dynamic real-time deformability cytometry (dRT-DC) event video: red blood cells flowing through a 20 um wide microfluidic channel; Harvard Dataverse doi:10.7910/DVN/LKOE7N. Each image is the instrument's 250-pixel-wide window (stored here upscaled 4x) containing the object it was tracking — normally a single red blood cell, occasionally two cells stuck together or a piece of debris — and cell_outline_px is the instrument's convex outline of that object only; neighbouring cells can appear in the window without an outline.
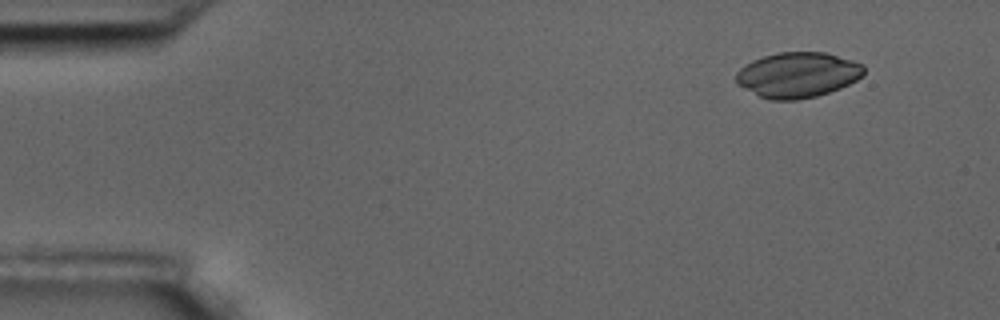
{"species": "common noctule bat (a hibernating species)", "species_latin": "Nyctalus noctula", "temperature_condition": "room temperature", "stored_images_in_passage": 5, "camera_frame_rate_fps": 3000, "um_per_image_px": 0.085, "animal": {"sex": "male", "body_mass_g": 17.5, "forearm_length_mm": 52.3}, "frame": {"image": 1, "passage_image": 2, "time_ms": 1.333, "image_size_px": [1000, 320], "cell_outline_px": [[864, 72], [856, 80], [840, 88], [816, 96], [796, 100], [768, 100], [736, 84], [736, 72], [740, 68], [752, 60], [776, 52], [824, 52], [852, 60], [864, 64]], "centroid_in_image_um": [67.78, 6.36], "position_along_channel_um": 17.2, "area_um2": 33.7}}